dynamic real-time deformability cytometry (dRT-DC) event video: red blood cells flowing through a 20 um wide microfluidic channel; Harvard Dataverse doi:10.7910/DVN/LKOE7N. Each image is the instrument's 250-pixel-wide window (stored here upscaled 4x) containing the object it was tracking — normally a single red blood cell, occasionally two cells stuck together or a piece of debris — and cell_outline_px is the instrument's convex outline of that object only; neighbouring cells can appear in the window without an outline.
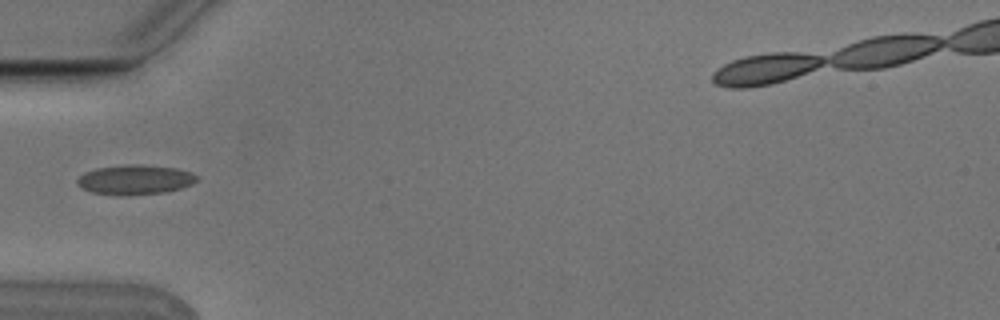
{"species": "Egyptian fruit bat (a non-hibernating species)", "species_latin": "Rousettus aegyptiacus", "temperature_condition": "cold", "stored_images_in_passage": 3, "camera_frame_rate_fps": 3000, "um_per_image_px": 0.085, "animal": {"sex": "male"}, "frame": {"image": 1, "passage_image": 3, "time_ms": 0.667, "image_size_px": [1000, 320], "cell_outline_px": [[200, 176], [192, 184], [168, 192], [128, 196], [124, 196], [92, 192], [80, 188], [76, 184], [76, 180], [84, 172], [96, 168], [124, 164], [140, 164], [176, 168], [192, 172]], "centroid_in_image_um": [11.47, 15.27], "position_along_channel_um": 73.5, "area_um2": 21.1}}